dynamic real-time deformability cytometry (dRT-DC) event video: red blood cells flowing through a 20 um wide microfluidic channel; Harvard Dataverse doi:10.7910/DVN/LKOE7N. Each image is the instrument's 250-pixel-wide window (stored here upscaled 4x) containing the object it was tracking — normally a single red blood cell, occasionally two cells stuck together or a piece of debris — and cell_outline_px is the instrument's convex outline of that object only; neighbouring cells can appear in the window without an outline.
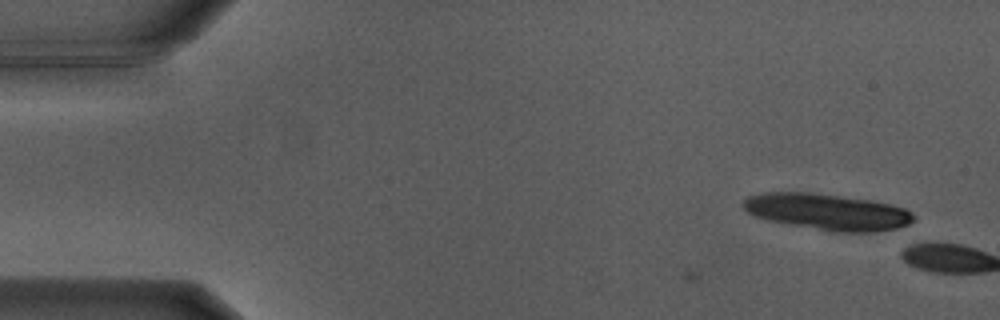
{"species": "Egyptian fruit bat (a non-hibernating species)", "species_latin": "Rousettus aegyptiacus", "temperature_condition": "warm", "stored_images_in_passage": 5, "camera_frame_rate_fps": 3000, "um_per_image_px": 0.085, "animal": {"sex": "male"}, "frame": {"image": 1, "passage_image": 5, "time_ms": 1.333, "image_size_px": [1000, 320], "cell_outline_px": [[916, 216], [908, 224], [896, 228], [876, 232], [832, 232], [768, 220], [752, 216], [744, 208], [744, 200], [748, 196], [768, 192], [804, 192], [868, 200], [888, 204], [904, 208], [912, 212]], "centroid_in_image_um": [70.32, 18.02], "position_along_channel_um": 14.7, "area_um2": 35.6}}